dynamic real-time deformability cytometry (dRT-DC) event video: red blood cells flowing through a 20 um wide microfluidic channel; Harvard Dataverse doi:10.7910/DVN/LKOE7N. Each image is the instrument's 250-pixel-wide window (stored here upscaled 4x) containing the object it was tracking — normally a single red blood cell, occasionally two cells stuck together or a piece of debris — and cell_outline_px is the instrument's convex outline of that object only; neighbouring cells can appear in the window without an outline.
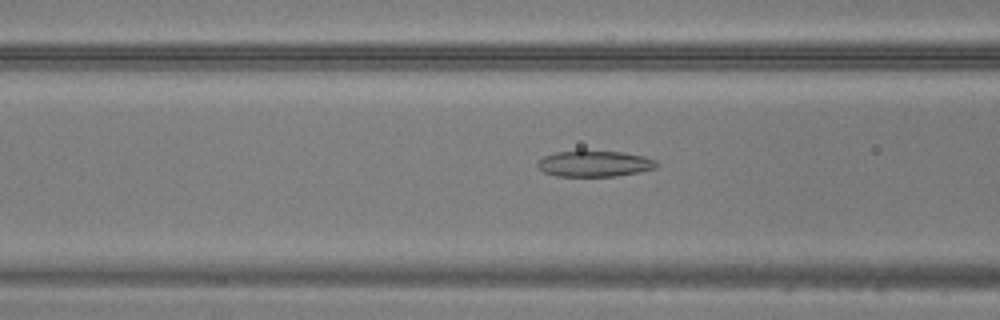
{"species": "common noctule bat (a hibernating species)", "species_latin": "Nyctalus noctula", "temperature_condition": "warm", "stored_images_in_passage": 46, "camera_frame_rate_fps": 3000, "um_per_image_px": 0.085, "animal": {"sex": "male", "body_mass_g": 20.5, "forearm_length_mm": 52.5}, "frame": {"image": 1, "passage_image": 20, "time_ms": 6.333, "image_size_px": [1000, 320], "cell_outline_px": [[660, 164], [656, 168], [640, 172], [616, 176], [556, 176], [544, 172], [536, 164], [544, 156], [556, 152], [624, 152], [644, 156], [656, 160]], "centroid_in_image_um": [50.6, 13.93], "position_along_channel_um": 116.0, "area_um2": 17.8}}
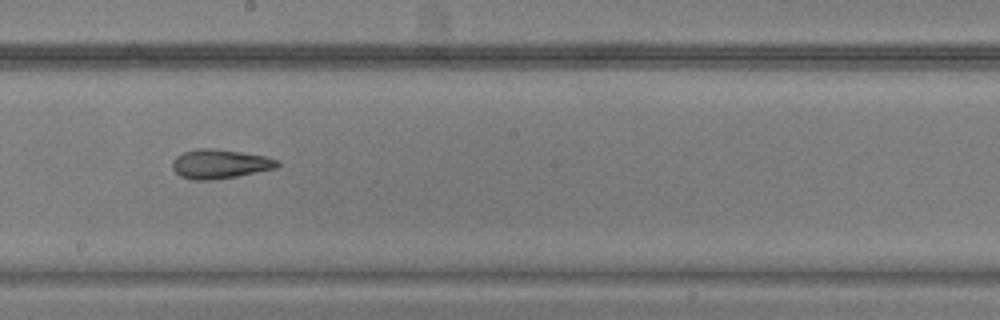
{"frame": {"image": 2, "passage_image": 28, "time_ms": 9.0, "image_size_px": [1000, 320], "cell_outline_px": [[280, 164], [276, 168], [236, 176], [212, 180], [192, 180], [180, 176], [172, 168], [172, 160], [176, 156], [184, 152], [196, 148], [212, 148], [240, 152], [264, 156], [276, 160]], "centroid_in_image_um": [18.63, 13.94], "position_along_channel_um": 229.6, "area_um2": 17.74}}
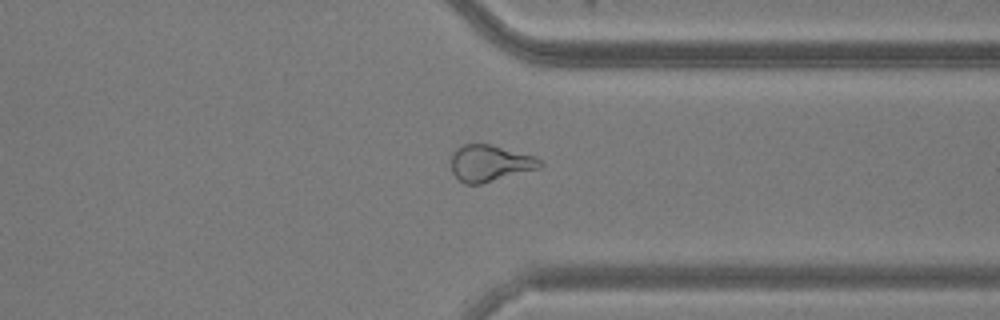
{"frame": {"image": 3, "passage_image": 38, "time_ms": 12.333, "image_size_px": [1000, 320], "cell_outline_px": [[544, 164], [540, 168], [480, 184], [464, 184], [452, 172], [452, 152], [456, 148], [464, 144], [488, 144], [536, 156]], "centroid_in_image_um": [41.65, 13.87], "position_along_channel_um": 369.7, "area_um2": 18.79}}